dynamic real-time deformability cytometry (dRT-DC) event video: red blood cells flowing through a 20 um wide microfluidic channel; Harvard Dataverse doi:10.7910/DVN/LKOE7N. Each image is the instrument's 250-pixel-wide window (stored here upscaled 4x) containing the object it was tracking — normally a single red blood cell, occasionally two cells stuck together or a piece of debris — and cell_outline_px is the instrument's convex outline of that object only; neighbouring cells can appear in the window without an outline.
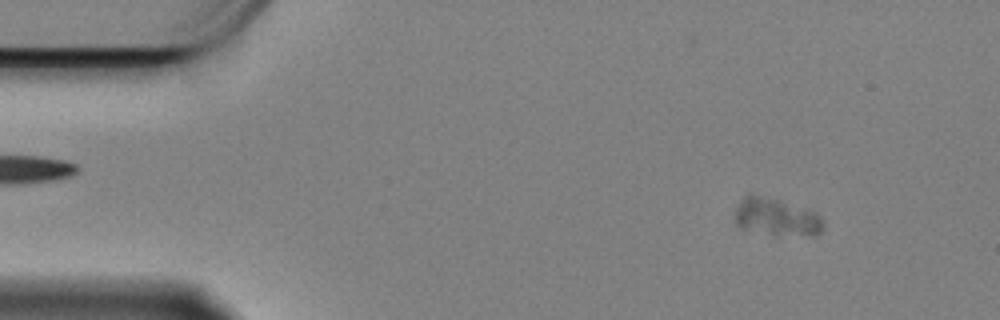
{"species": "Egyptian fruit bat (a non-hibernating species)", "species_latin": "Rousettus aegyptiacus", "temperature_condition": "cold", "stored_images_in_passage": 62, "camera_frame_rate_fps": 3000, "um_per_image_px": 0.085, "animal": {"sex": "female"}, "frame": {"image": 1, "passage_image": 6, "time_ms": 1.667, "image_size_px": [1000, 320], "cell_outline_px": [[824, 224], [820, 232], [816, 236], [776, 236], [740, 228], [736, 224], [736, 208], [740, 200], [748, 192], [752, 192], [780, 200], [816, 212], [824, 220]], "centroid_in_image_um": [66.0, 18.45], "position_along_channel_um": 19.0, "area_um2": 19.94}}
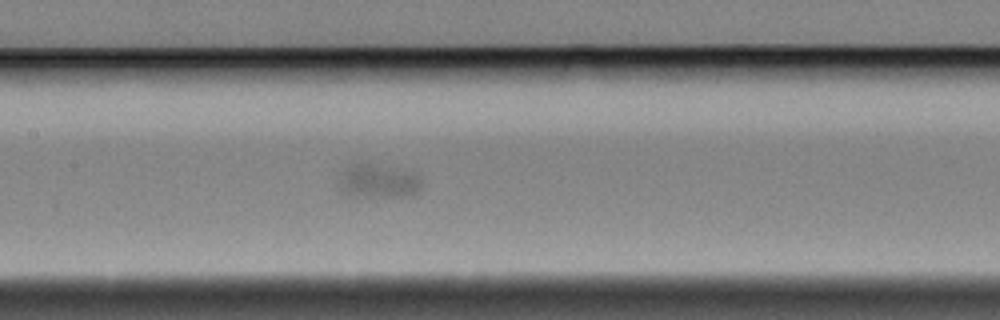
{"frame": {"image": 2, "passage_image": 28, "time_ms": 9.0, "image_size_px": [1000, 320], "cell_outline_px": [[420, 192], [408, 196], [348, 196], [340, 192], [340, 184], [344, 172], [360, 164], [364, 164], [408, 172], [416, 176], [420, 180]], "centroid_in_image_um": [32.17, 15.48], "position_along_channel_um": 175.2, "area_um2": 15.09}}
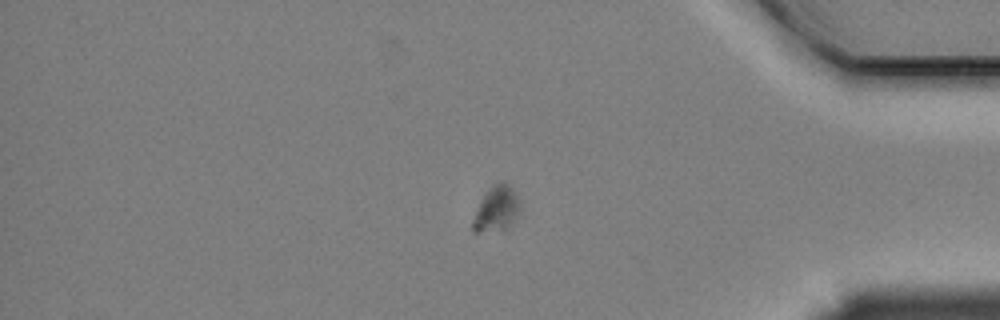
{"frame": {"image": 3, "passage_image": 51, "time_ms": 16.667, "image_size_px": [1000, 320], "cell_outline_px": [[520, 208], [516, 216], [508, 228], [480, 232], [472, 232], [472, 220], [484, 196], [492, 184], [508, 184], [512, 188], [520, 204]], "centroid_in_image_um": [42.19, 17.79], "position_along_channel_um": 393.0, "area_um2": 11.91}}